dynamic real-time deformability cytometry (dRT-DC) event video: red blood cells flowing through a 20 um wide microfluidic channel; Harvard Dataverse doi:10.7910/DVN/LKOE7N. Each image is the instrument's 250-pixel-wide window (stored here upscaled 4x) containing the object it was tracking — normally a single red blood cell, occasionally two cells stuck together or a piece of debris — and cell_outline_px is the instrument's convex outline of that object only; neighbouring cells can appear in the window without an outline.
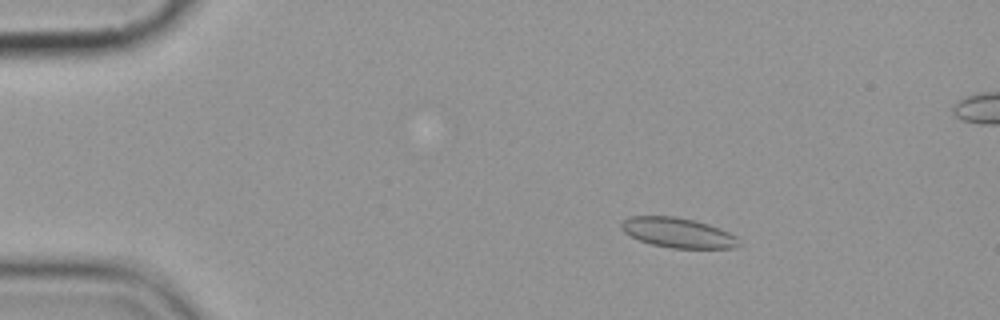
{"species": "common noctule bat (a hibernating species)", "species_latin": "Nyctalus noctula", "temperature_condition": "cold", "stored_images_in_passage": 5, "camera_frame_rate_fps": 3000, "um_per_image_px": 0.085, "animal": {"sex": "female", "body_mass_g": 19.9}, "frame": {"image": 1, "passage_image": 2, "time_ms": 1.333, "image_size_px": [1000, 320], "cell_outline_px": [[740, 244], [736, 248], [672, 248], [652, 244], [640, 240], [624, 232], [620, 228], [620, 224], [628, 216], [676, 216], [696, 220], [720, 228], [736, 236]], "centroid_in_image_um": [57.62, 19.77], "position_along_channel_um": 27.4, "area_um2": 20.52}}